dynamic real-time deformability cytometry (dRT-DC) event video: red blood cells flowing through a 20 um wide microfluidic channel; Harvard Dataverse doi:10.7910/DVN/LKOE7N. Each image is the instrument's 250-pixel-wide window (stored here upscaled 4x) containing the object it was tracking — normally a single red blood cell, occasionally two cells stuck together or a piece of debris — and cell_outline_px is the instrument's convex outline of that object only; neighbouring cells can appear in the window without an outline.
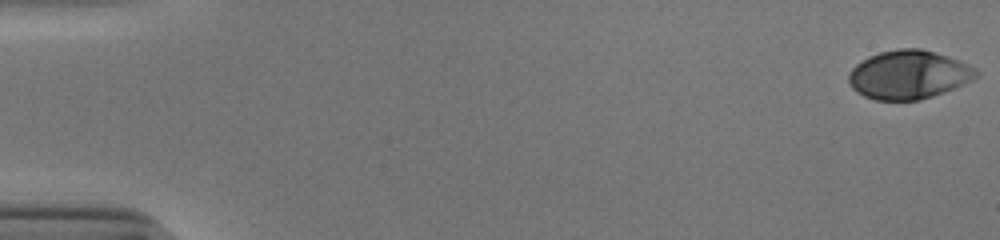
{"species": "human", "species_latin": "Homo sapiens", "temperature_condition": "cold", "stored_images_in_passage": 53, "camera_frame_rate_fps": 3000, "um_per_image_px": 0.085, "donor": {"sex": "male"}, "frame": {"image": 1, "passage_image": 1, "time_ms": 0.0, "image_size_px": [1000, 240], "cell_outline_px": [[980, 72], [972, 80], [964, 84], [944, 92], [920, 100], [876, 100], [864, 96], [856, 92], [852, 88], [848, 80], [848, 72], [856, 64], [868, 56], [880, 52], [896, 48], [920, 48], [948, 56], [960, 60], [976, 68]], "centroid_in_image_um": [77.23, 6.34], "position_along_channel_um": 7.8, "area_um2": 36.36}}
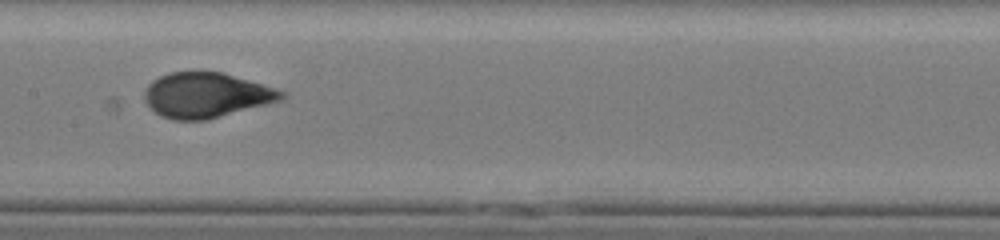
{"frame": {"image": 2, "passage_image": 28, "time_ms": 9.0, "image_size_px": [1000, 240], "cell_outline_px": [[288, 96], [284, 100], [208, 120], [172, 120], [160, 116], [144, 100], [144, 92], [148, 84], [152, 80], [160, 76], [172, 72], [224, 72], [276, 88], [288, 92]], "centroid_in_image_um": [17.59, 8.1], "position_along_channel_um": 189.8, "area_um2": 36.41}}
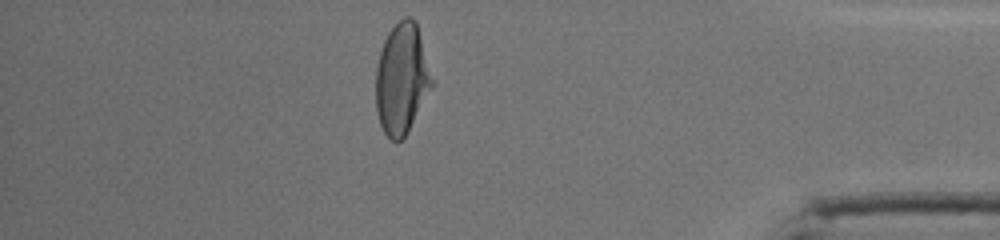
{"frame": {"image": 3, "passage_image": 47, "time_ms": 15.333, "image_size_px": [1000, 240], "cell_outline_px": [[436, 84], [404, 136], [400, 140], [392, 140], [384, 132], [380, 124], [376, 112], [376, 68], [380, 52], [384, 40], [388, 32], [404, 16], [412, 16], [416, 20]], "centroid_in_image_um": [34.19, 6.66], "position_along_channel_um": 401.0, "area_um2": 36.65}, "authors_computed_cell_mechanics": {"area_um2": 36.2406, "velocity_mm_per_s": 3.8837, "shape_relaxation_time_tau1_ms": 3.8134, "shape_relaxation_time_tau2_ms": null, "deformation_change_tau1": 0.178, "deformation_change_tau2": null}}